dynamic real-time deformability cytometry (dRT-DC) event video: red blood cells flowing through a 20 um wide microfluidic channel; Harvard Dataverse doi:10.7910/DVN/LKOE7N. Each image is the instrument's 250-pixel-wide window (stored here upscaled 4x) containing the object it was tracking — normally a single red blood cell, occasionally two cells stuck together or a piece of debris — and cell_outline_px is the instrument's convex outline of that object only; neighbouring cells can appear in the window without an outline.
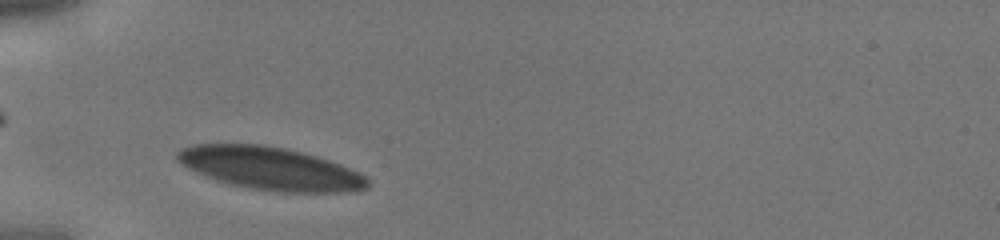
{"species": "human", "species_latin": "Homo sapiens", "temperature_condition": "cold", "stored_images_in_passage": 4, "camera_frame_rate_fps": 3000, "um_per_image_px": 0.085, "donor": {"sex": "male"}, "frame": {"image": 1, "passage_image": 2, "time_ms": 0.333, "image_size_px": [1000, 240], "cell_outline_px": [[372, 184], [368, 188], [348, 192], [280, 192], [248, 188], [216, 180], [204, 176], [180, 164], [176, 160], [176, 152], [180, 148], [192, 144], [264, 144], [288, 148], [304, 152], [340, 164], [360, 172], [368, 176], [372, 180]], "centroid_in_image_um": [23.01, 14.32], "position_along_channel_um": 62.0, "area_um2": 48.09}}